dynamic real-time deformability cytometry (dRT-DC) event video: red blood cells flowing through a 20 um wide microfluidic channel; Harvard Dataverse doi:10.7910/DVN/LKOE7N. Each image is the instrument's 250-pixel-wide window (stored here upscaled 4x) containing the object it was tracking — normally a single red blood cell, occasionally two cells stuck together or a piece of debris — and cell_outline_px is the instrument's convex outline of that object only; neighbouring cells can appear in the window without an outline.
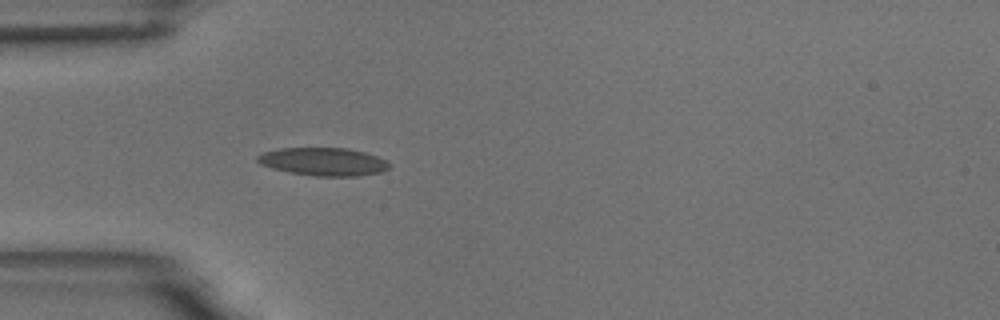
{"species": "common noctule bat (a hibernating species)", "species_latin": "Nyctalus noctula", "temperature_condition": "room temperature", "stored_images_in_passage": 5, "camera_frame_rate_fps": 3000, "um_per_image_px": 0.085, "animal": {"sex": "male", "body_mass_g": 18.8}, "frame": {"image": 1, "passage_image": 5, "time_ms": 5.333, "image_size_px": [1000, 320], "cell_outline_px": [[392, 164], [388, 168], [380, 172], [360, 176], [312, 176], [288, 172], [272, 168], [260, 164], [256, 160], [256, 156], [264, 152], [280, 148], [348, 148], [364, 152], [376, 156]], "centroid_in_image_um": [27.47, 13.74], "position_along_channel_um": 57.5, "area_um2": 21.56}}